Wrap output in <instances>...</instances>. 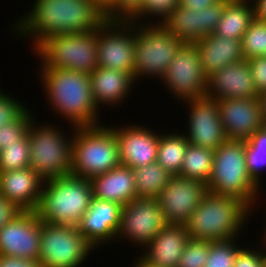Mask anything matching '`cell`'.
<instances>
[{
  "instance_id": "cell-44",
  "label": "cell",
  "mask_w": 266,
  "mask_h": 267,
  "mask_svg": "<svg viewBox=\"0 0 266 267\" xmlns=\"http://www.w3.org/2000/svg\"><path fill=\"white\" fill-rule=\"evenodd\" d=\"M220 0H180V3L193 11L202 10L206 7H209Z\"/></svg>"
},
{
  "instance_id": "cell-4",
  "label": "cell",
  "mask_w": 266,
  "mask_h": 267,
  "mask_svg": "<svg viewBox=\"0 0 266 267\" xmlns=\"http://www.w3.org/2000/svg\"><path fill=\"white\" fill-rule=\"evenodd\" d=\"M92 198L91 181L86 178L67 175L48 179L35 212L41 221L78 227Z\"/></svg>"
},
{
  "instance_id": "cell-21",
  "label": "cell",
  "mask_w": 266,
  "mask_h": 267,
  "mask_svg": "<svg viewBox=\"0 0 266 267\" xmlns=\"http://www.w3.org/2000/svg\"><path fill=\"white\" fill-rule=\"evenodd\" d=\"M121 210L122 205L118 203L92 198L78 225L79 232L94 248L115 241L120 227Z\"/></svg>"
},
{
  "instance_id": "cell-24",
  "label": "cell",
  "mask_w": 266,
  "mask_h": 267,
  "mask_svg": "<svg viewBox=\"0 0 266 267\" xmlns=\"http://www.w3.org/2000/svg\"><path fill=\"white\" fill-rule=\"evenodd\" d=\"M90 85L96 106H113L123 103L132 90L134 76L111 68L98 66L90 74Z\"/></svg>"
},
{
  "instance_id": "cell-25",
  "label": "cell",
  "mask_w": 266,
  "mask_h": 267,
  "mask_svg": "<svg viewBox=\"0 0 266 267\" xmlns=\"http://www.w3.org/2000/svg\"><path fill=\"white\" fill-rule=\"evenodd\" d=\"M93 198L122 206L137 198L131 167L119 165L91 180Z\"/></svg>"
},
{
  "instance_id": "cell-17",
  "label": "cell",
  "mask_w": 266,
  "mask_h": 267,
  "mask_svg": "<svg viewBox=\"0 0 266 267\" xmlns=\"http://www.w3.org/2000/svg\"><path fill=\"white\" fill-rule=\"evenodd\" d=\"M183 103L190 109L188 130L187 133H183L186 134L189 143L215 151L228 140L220 120L216 99L204 96Z\"/></svg>"
},
{
  "instance_id": "cell-43",
  "label": "cell",
  "mask_w": 266,
  "mask_h": 267,
  "mask_svg": "<svg viewBox=\"0 0 266 267\" xmlns=\"http://www.w3.org/2000/svg\"><path fill=\"white\" fill-rule=\"evenodd\" d=\"M19 211L12 203L0 196V229Z\"/></svg>"
},
{
  "instance_id": "cell-7",
  "label": "cell",
  "mask_w": 266,
  "mask_h": 267,
  "mask_svg": "<svg viewBox=\"0 0 266 267\" xmlns=\"http://www.w3.org/2000/svg\"><path fill=\"white\" fill-rule=\"evenodd\" d=\"M51 124L36 125L35 119L30 123L29 167L44 181L71 175L72 171V137Z\"/></svg>"
},
{
  "instance_id": "cell-10",
  "label": "cell",
  "mask_w": 266,
  "mask_h": 267,
  "mask_svg": "<svg viewBox=\"0 0 266 267\" xmlns=\"http://www.w3.org/2000/svg\"><path fill=\"white\" fill-rule=\"evenodd\" d=\"M93 249L78 227L42 221L38 257L41 267H79Z\"/></svg>"
},
{
  "instance_id": "cell-8",
  "label": "cell",
  "mask_w": 266,
  "mask_h": 267,
  "mask_svg": "<svg viewBox=\"0 0 266 267\" xmlns=\"http://www.w3.org/2000/svg\"><path fill=\"white\" fill-rule=\"evenodd\" d=\"M34 52L42 68L67 69L90 74L97 64V29L87 33L54 35L43 40Z\"/></svg>"
},
{
  "instance_id": "cell-50",
  "label": "cell",
  "mask_w": 266,
  "mask_h": 267,
  "mask_svg": "<svg viewBox=\"0 0 266 267\" xmlns=\"http://www.w3.org/2000/svg\"><path fill=\"white\" fill-rule=\"evenodd\" d=\"M265 230H266V229H265ZM264 233H265V234H264V238H263V239H265V241H266V232L264 231Z\"/></svg>"
},
{
  "instance_id": "cell-42",
  "label": "cell",
  "mask_w": 266,
  "mask_h": 267,
  "mask_svg": "<svg viewBox=\"0 0 266 267\" xmlns=\"http://www.w3.org/2000/svg\"><path fill=\"white\" fill-rule=\"evenodd\" d=\"M0 267H41L38 260L0 255Z\"/></svg>"
},
{
  "instance_id": "cell-29",
  "label": "cell",
  "mask_w": 266,
  "mask_h": 267,
  "mask_svg": "<svg viewBox=\"0 0 266 267\" xmlns=\"http://www.w3.org/2000/svg\"><path fill=\"white\" fill-rule=\"evenodd\" d=\"M132 171L137 198L158 199L172 176L158 162L133 168Z\"/></svg>"
},
{
  "instance_id": "cell-37",
  "label": "cell",
  "mask_w": 266,
  "mask_h": 267,
  "mask_svg": "<svg viewBox=\"0 0 266 267\" xmlns=\"http://www.w3.org/2000/svg\"><path fill=\"white\" fill-rule=\"evenodd\" d=\"M210 242L190 238L183 249L177 267H204L210 251Z\"/></svg>"
},
{
  "instance_id": "cell-16",
  "label": "cell",
  "mask_w": 266,
  "mask_h": 267,
  "mask_svg": "<svg viewBox=\"0 0 266 267\" xmlns=\"http://www.w3.org/2000/svg\"><path fill=\"white\" fill-rule=\"evenodd\" d=\"M228 1L220 0L209 7L196 11L186 8L180 3L161 25L180 41L196 43L203 37L214 33Z\"/></svg>"
},
{
  "instance_id": "cell-40",
  "label": "cell",
  "mask_w": 266,
  "mask_h": 267,
  "mask_svg": "<svg viewBox=\"0 0 266 267\" xmlns=\"http://www.w3.org/2000/svg\"><path fill=\"white\" fill-rule=\"evenodd\" d=\"M256 90L260 95L266 91V56H256L248 59Z\"/></svg>"
},
{
  "instance_id": "cell-45",
  "label": "cell",
  "mask_w": 266,
  "mask_h": 267,
  "mask_svg": "<svg viewBox=\"0 0 266 267\" xmlns=\"http://www.w3.org/2000/svg\"><path fill=\"white\" fill-rule=\"evenodd\" d=\"M255 19L266 22V0H252Z\"/></svg>"
},
{
  "instance_id": "cell-34",
  "label": "cell",
  "mask_w": 266,
  "mask_h": 267,
  "mask_svg": "<svg viewBox=\"0 0 266 267\" xmlns=\"http://www.w3.org/2000/svg\"><path fill=\"white\" fill-rule=\"evenodd\" d=\"M244 248L236 243V238L224 241H211L210 251L204 267H234L238 252Z\"/></svg>"
},
{
  "instance_id": "cell-23",
  "label": "cell",
  "mask_w": 266,
  "mask_h": 267,
  "mask_svg": "<svg viewBox=\"0 0 266 267\" xmlns=\"http://www.w3.org/2000/svg\"><path fill=\"white\" fill-rule=\"evenodd\" d=\"M189 239L184 225L167 224L142 248L146 253L140 258L153 267H177Z\"/></svg>"
},
{
  "instance_id": "cell-12",
  "label": "cell",
  "mask_w": 266,
  "mask_h": 267,
  "mask_svg": "<svg viewBox=\"0 0 266 267\" xmlns=\"http://www.w3.org/2000/svg\"><path fill=\"white\" fill-rule=\"evenodd\" d=\"M161 80L173 97L183 102L205 96L207 75L194 43H185L180 48Z\"/></svg>"
},
{
  "instance_id": "cell-33",
  "label": "cell",
  "mask_w": 266,
  "mask_h": 267,
  "mask_svg": "<svg viewBox=\"0 0 266 267\" xmlns=\"http://www.w3.org/2000/svg\"><path fill=\"white\" fill-rule=\"evenodd\" d=\"M241 46L246 60L266 56V22L254 19L241 39Z\"/></svg>"
},
{
  "instance_id": "cell-31",
  "label": "cell",
  "mask_w": 266,
  "mask_h": 267,
  "mask_svg": "<svg viewBox=\"0 0 266 267\" xmlns=\"http://www.w3.org/2000/svg\"><path fill=\"white\" fill-rule=\"evenodd\" d=\"M266 126L246 141V166L250 177L260 186V174L266 168ZM262 169V170H261Z\"/></svg>"
},
{
  "instance_id": "cell-32",
  "label": "cell",
  "mask_w": 266,
  "mask_h": 267,
  "mask_svg": "<svg viewBox=\"0 0 266 267\" xmlns=\"http://www.w3.org/2000/svg\"><path fill=\"white\" fill-rule=\"evenodd\" d=\"M29 154V136L26 133L21 139L0 151V172L29 167Z\"/></svg>"
},
{
  "instance_id": "cell-28",
  "label": "cell",
  "mask_w": 266,
  "mask_h": 267,
  "mask_svg": "<svg viewBox=\"0 0 266 267\" xmlns=\"http://www.w3.org/2000/svg\"><path fill=\"white\" fill-rule=\"evenodd\" d=\"M188 144L183 133H160L156 162L172 176L179 175Z\"/></svg>"
},
{
  "instance_id": "cell-48",
  "label": "cell",
  "mask_w": 266,
  "mask_h": 267,
  "mask_svg": "<svg viewBox=\"0 0 266 267\" xmlns=\"http://www.w3.org/2000/svg\"><path fill=\"white\" fill-rule=\"evenodd\" d=\"M136 263H134V267H153L146 261H144L142 258L135 259Z\"/></svg>"
},
{
  "instance_id": "cell-19",
  "label": "cell",
  "mask_w": 266,
  "mask_h": 267,
  "mask_svg": "<svg viewBox=\"0 0 266 267\" xmlns=\"http://www.w3.org/2000/svg\"><path fill=\"white\" fill-rule=\"evenodd\" d=\"M205 96L216 100L259 98L248 60L231 63L210 74Z\"/></svg>"
},
{
  "instance_id": "cell-20",
  "label": "cell",
  "mask_w": 266,
  "mask_h": 267,
  "mask_svg": "<svg viewBox=\"0 0 266 267\" xmlns=\"http://www.w3.org/2000/svg\"><path fill=\"white\" fill-rule=\"evenodd\" d=\"M112 128L117 137L121 165L133 169L156 162L159 133L138 125Z\"/></svg>"
},
{
  "instance_id": "cell-13",
  "label": "cell",
  "mask_w": 266,
  "mask_h": 267,
  "mask_svg": "<svg viewBox=\"0 0 266 267\" xmlns=\"http://www.w3.org/2000/svg\"><path fill=\"white\" fill-rule=\"evenodd\" d=\"M166 225L158 199L135 198L122 206L116 241L128 238L143 248Z\"/></svg>"
},
{
  "instance_id": "cell-26",
  "label": "cell",
  "mask_w": 266,
  "mask_h": 267,
  "mask_svg": "<svg viewBox=\"0 0 266 267\" xmlns=\"http://www.w3.org/2000/svg\"><path fill=\"white\" fill-rule=\"evenodd\" d=\"M207 77L225 66L244 59L241 40L226 39L219 35H208L194 43Z\"/></svg>"
},
{
  "instance_id": "cell-49",
  "label": "cell",
  "mask_w": 266,
  "mask_h": 267,
  "mask_svg": "<svg viewBox=\"0 0 266 267\" xmlns=\"http://www.w3.org/2000/svg\"><path fill=\"white\" fill-rule=\"evenodd\" d=\"M263 245L266 246V241L264 242ZM265 249H266V247H265ZM263 267H266V252L264 254V266Z\"/></svg>"
},
{
  "instance_id": "cell-41",
  "label": "cell",
  "mask_w": 266,
  "mask_h": 267,
  "mask_svg": "<svg viewBox=\"0 0 266 267\" xmlns=\"http://www.w3.org/2000/svg\"><path fill=\"white\" fill-rule=\"evenodd\" d=\"M265 251L242 248L236 256L234 267H263Z\"/></svg>"
},
{
  "instance_id": "cell-9",
  "label": "cell",
  "mask_w": 266,
  "mask_h": 267,
  "mask_svg": "<svg viewBox=\"0 0 266 267\" xmlns=\"http://www.w3.org/2000/svg\"><path fill=\"white\" fill-rule=\"evenodd\" d=\"M135 24L134 80L145 75L163 78L167 68L180 48L185 44L173 36L161 24L152 22ZM138 27V28H137Z\"/></svg>"
},
{
  "instance_id": "cell-35",
  "label": "cell",
  "mask_w": 266,
  "mask_h": 267,
  "mask_svg": "<svg viewBox=\"0 0 266 267\" xmlns=\"http://www.w3.org/2000/svg\"><path fill=\"white\" fill-rule=\"evenodd\" d=\"M179 5L180 0H143L140 10L129 20V22L141 24L139 21H144L146 17L147 19L151 16H154L155 18L157 15V18L161 19L159 22H155V24H162L169 14L172 13Z\"/></svg>"
},
{
  "instance_id": "cell-22",
  "label": "cell",
  "mask_w": 266,
  "mask_h": 267,
  "mask_svg": "<svg viewBox=\"0 0 266 267\" xmlns=\"http://www.w3.org/2000/svg\"><path fill=\"white\" fill-rule=\"evenodd\" d=\"M44 180L30 167L0 172V196L20 211H36Z\"/></svg>"
},
{
  "instance_id": "cell-14",
  "label": "cell",
  "mask_w": 266,
  "mask_h": 267,
  "mask_svg": "<svg viewBox=\"0 0 266 267\" xmlns=\"http://www.w3.org/2000/svg\"><path fill=\"white\" fill-rule=\"evenodd\" d=\"M42 221L35 211H19L0 229V255L38 260Z\"/></svg>"
},
{
  "instance_id": "cell-1",
  "label": "cell",
  "mask_w": 266,
  "mask_h": 267,
  "mask_svg": "<svg viewBox=\"0 0 266 267\" xmlns=\"http://www.w3.org/2000/svg\"><path fill=\"white\" fill-rule=\"evenodd\" d=\"M30 11L13 25L17 35L31 37L33 50L45 39L61 34L87 33L107 19L91 0H35ZM23 17V19H22Z\"/></svg>"
},
{
  "instance_id": "cell-38",
  "label": "cell",
  "mask_w": 266,
  "mask_h": 267,
  "mask_svg": "<svg viewBox=\"0 0 266 267\" xmlns=\"http://www.w3.org/2000/svg\"><path fill=\"white\" fill-rule=\"evenodd\" d=\"M143 0H116L105 13L110 21H129L141 8Z\"/></svg>"
},
{
  "instance_id": "cell-39",
  "label": "cell",
  "mask_w": 266,
  "mask_h": 267,
  "mask_svg": "<svg viewBox=\"0 0 266 267\" xmlns=\"http://www.w3.org/2000/svg\"><path fill=\"white\" fill-rule=\"evenodd\" d=\"M6 92L0 90V127L16 120L27 108L18 102L15 97H10Z\"/></svg>"
},
{
  "instance_id": "cell-30",
  "label": "cell",
  "mask_w": 266,
  "mask_h": 267,
  "mask_svg": "<svg viewBox=\"0 0 266 267\" xmlns=\"http://www.w3.org/2000/svg\"><path fill=\"white\" fill-rule=\"evenodd\" d=\"M214 161V151L188 144L178 176L207 184Z\"/></svg>"
},
{
  "instance_id": "cell-18",
  "label": "cell",
  "mask_w": 266,
  "mask_h": 267,
  "mask_svg": "<svg viewBox=\"0 0 266 267\" xmlns=\"http://www.w3.org/2000/svg\"><path fill=\"white\" fill-rule=\"evenodd\" d=\"M218 101L220 120L228 140L247 141L265 126L259 98Z\"/></svg>"
},
{
  "instance_id": "cell-3",
  "label": "cell",
  "mask_w": 266,
  "mask_h": 267,
  "mask_svg": "<svg viewBox=\"0 0 266 267\" xmlns=\"http://www.w3.org/2000/svg\"><path fill=\"white\" fill-rule=\"evenodd\" d=\"M252 211L239 199L207 192L184 225L194 240L224 241L239 238Z\"/></svg>"
},
{
  "instance_id": "cell-27",
  "label": "cell",
  "mask_w": 266,
  "mask_h": 267,
  "mask_svg": "<svg viewBox=\"0 0 266 267\" xmlns=\"http://www.w3.org/2000/svg\"><path fill=\"white\" fill-rule=\"evenodd\" d=\"M251 0H229L217 23L214 35L228 39L241 40L244 33L255 19ZM249 2V3H248Z\"/></svg>"
},
{
  "instance_id": "cell-36",
  "label": "cell",
  "mask_w": 266,
  "mask_h": 267,
  "mask_svg": "<svg viewBox=\"0 0 266 267\" xmlns=\"http://www.w3.org/2000/svg\"><path fill=\"white\" fill-rule=\"evenodd\" d=\"M33 119L34 116L32 118V113L31 111L29 113L27 108L16 120L2 125L0 127V151L21 139L27 133Z\"/></svg>"
},
{
  "instance_id": "cell-47",
  "label": "cell",
  "mask_w": 266,
  "mask_h": 267,
  "mask_svg": "<svg viewBox=\"0 0 266 267\" xmlns=\"http://www.w3.org/2000/svg\"><path fill=\"white\" fill-rule=\"evenodd\" d=\"M259 99L261 101V106H262V116L264 120V124L266 126V91L262 92L259 95Z\"/></svg>"
},
{
  "instance_id": "cell-15",
  "label": "cell",
  "mask_w": 266,
  "mask_h": 267,
  "mask_svg": "<svg viewBox=\"0 0 266 267\" xmlns=\"http://www.w3.org/2000/svg\"><path fill=\"white\" fill-rule=\"evenodd\" d=\"M207 192L205 183L171 176L158 197L167 224L185 225Z\"/></svg>"
},
{
  "instance_id": "cell-2",
  "label": "cell",
  "mask_w": 266,
  "mask_h": 267,
  "mask_svg": "<svg viewBox=\"0 0 266 267\" xmlns=\"http://www.w3.org/2000/svg\"><path fill=\"white\" fill-rule=\"evenodd\" d=\"M40 82L43 83L53 110L69 121V125L91 127L98 122L100 108L94 101L89 74L84 72L40 67ZM98 110V111H97Z\"/></svg>"
},
{
  "instance_id": "cell-11",
  "label": "cell",
  "mask_w": 266,
  "mask_h": 267,
  "mask_svg": "<svg viewBox=\"0 0 266 267\" xmlns=\"http://www.w3.org/2000/svg\"><path fill=\"white\" fill-rule=\"evenodd\" d=\"M135 23L106 20L97 29V64L133 75Z\"/></svg>"
},
{
  "instance_id": "cell-46",
  "label": "cell",
  "mask_w": 266,
  "mask_h": 267,
  "mask_svg": "<svg viewBox=\"0 0 266 267\" xmlns=\"http://www.w3.org/2000/svg\"><path fill=\"white\" fill-rule=\"evenodd\" d=\"M101 11L106 13L116 2V0H91Z\"/></svg>"
},
{
  "instance_id": "cell-5",
  "label": "cell",
  "mask_w": 266,
  "mask_h": 267,
  "mask_svg": "<svg viewBox=\"0 0 266 267\" xmlns=\"http://www.w3.org/2000/svg\"><path fill=\"white\" fill-rule=\"evenodd\" d=\"M207 188L209 192L239 199L254 210L261 190L247 171L246 141L227 140L214 151Z\"/></svg>"
},
{
  "instance_id": "cell-6",
  "label": "cell",
  "mask_w": 266,
  "mask_h": 267,
  "mask_svg": "<svg viewBox=\"0 0 266 267\" xmlns=\"http://www.w3.org/2000/svg\"><path fill=\"white\" fill-rule=\"evenodd\" d=\"M72 129L71 175L91 180L121 165L117 137L112 125Z\"/></svg>"
}]
</instances>
